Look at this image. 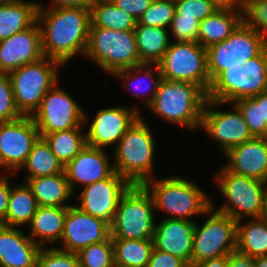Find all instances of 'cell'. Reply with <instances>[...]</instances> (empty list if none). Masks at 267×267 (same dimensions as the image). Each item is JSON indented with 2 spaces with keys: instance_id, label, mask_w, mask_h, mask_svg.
<instances>
[{
  "instance_id": "cell-1",
  "label": "cell",
  "mask_w": 267,
  "mask_h": 267,
  "mask_svg": "<svg viewBox=\"0 0 267 267\" xmlns=\"http://www.w3.org/2000/svg\"><path fill=\"white\" fill-rule=\"evenodd\" d=\"M37 22L45 57L64 65L76 54H85L91 24L90 9L52 5L46 8L39 3Z\"/></svg>"
},
{
  "instance_id": "cell-2",
  "label": "cell",
  "mask_w": 267,
  "mask_h": 267,
  "mask_svg": "<svg viewBox=\"0 0 267 267\" xmlns=\"http://www.w3.org/2000/svg\"><path fill=\"white\" fill-rule=\"evenodd\" d=\"M206 101L207 93L199 85L162 79L148 108L172 124L194 130L201 128Z\"/></svg>"
},
{
  "instance_id": "cell-3",
  "label": "cell",
  "mask_w": 267,
  "mask_h": 267,
  "mask_svg": "<svg viewBox=\"0 0 267 267\" xmlns=\"http://www.w3.org/2000/svg\"><path fill=\"white\" fill-rule=\"evenodd\" d=\"M151 132L141 115L113 149L115 171L131 184L143 185L154 178L155 137Z\"/></svg>"
},
{
  "instance_id": "cell-4",
  "label": "cell",
  "mask_w": 267,
  "mask_h": 267,
  "mask_svg": "<svg viewBox=\"0 0 267 267\" xmlns=\"http://www.w3.org/2000/svg\"><path fill=\"white\" fill-rule=\"evenodd\" d=\"M153 197L155 210H162L168 219L191 221L193 215H206L211 199L195 183L182 177L149 179L143 184Z\"/></svg>"
},
{
  "instance_id": "cell-5",
  "label": "cell",
  "mask_w": 267,
  "mask_h": 267,
  "mask_svg": "<svg viewBox=\"0 0 267 267\" xmlns=\"http://www.w3.org/2000/svg\"><path fill=\"white\" fill-rule=\"evenodd\" d=\"M155 204L144 185L132 184L120 198L110 225L112 239L152 240L156 228Z\"/></svg>"
},
{
  "instance_id": "cell-6",
  "label": "cell",
  "mask_w": 267,
  "mask_h": 267,
  "mask_svg": "<svg viewBox=\"0 0 267 267\" xmlns=\"http://www.w3.org/2000/svg\"><path fill=\"white\" fill-rule=\"evenodd\" d=\"M84 56L92 59L106 73L113 75L143 64L137 51L134 30H111L89 27L88 43Z\"/></svg>"
},
{
  "instance_id": "cell-7",
  "label": "cell",
  "mask_w": 267,
  "mask_h": 267,
  "mask_svg": "<svg viewBox=\"0 0 267 267\" xmlns=\"http://www.w3.org/2000/svg\"><path fill=\"white\" fill-rule=\"evenodd\" d=\"M267 47L257 56L246 61L241 68L222 71L210 84L207 99L223 104L253 97L266 92Z\"/></svg>"
},
{
  "instance_id": "cell-8",
  "label": "cell",
  "mask_w": 267,
  "mask_h": 267,
  "mask_svg": "<svg viewBox=\"0 0 267 267\" xmlns=\"http://www.w3.org/2000/svg\"><path fill=\"white\" fill-rule=\"evenodd\" d=\"M59 66L63 64L44 57L8 73L16 107L23 116H32L40 107L46 93L58 82Z\"/></svg>"
},
{
  "instance_id": "cell-9",
  "label": "cell",
  "mask_w": 267,
  "mask_h": 267,
  "mask_svg": "<svg viewBox=\"0 0 267 267\" xmlns=\"http://www.w3.org/2000/svg\"><path fill=\"white\" fill-rule=\"evenodd\" d=\"M215 182L226 201L217 211L235 221L260 218L264 206L266 182L229 171L225 166L215 175Z\"/></svg>"
},
{
  "instance_id": "cell-10",
  "label": "cell",
  "mask_w": 267,
  "mask_h": 267,
  "mask_svg": "<svg viewBox=\"0 0 267 267\" xmlns=\"http://www.w3.org/2000/svg\"><path fill=\"white\" fill-rule=\"evenodd\" d=\"M266 47L265 39L242 22L226 40L207 48L210 84L222 71L241 68L246 61L257 57Z\"/></svg>"
},
{
  "instance_id": "cell-11",
  "label": "cell",
  "mask_w": 267,
  "mask_h": 267,
  "mask_svg": "<svg viewBox=\"0 0 267 267\" xmlns=\"http://www.w3.org/2000/svg\"><path fill=\"white\" fill-rule=\"evenodd\" d=\"M163 79L199 85L206 93L210 87L207 48L198 42L174 41L157 63Z\"/></svg>"
},
{
  "instance_id": "cell-12",
  "label": "cell",
  "mask_w": 267,
  "mask_h": 267,
  "mask_svg": "<svg viewBox=\"0 0 267 267\" xmlns=\"http://www.w3.org/2000/svg\"><path fill=\"white\" fill-rule=\"evenodd\" d=\"M213 206L206 211L209 218L202 227L195 223L192 265L207 259L228 256L236 250L237 221L215 210Z\"/></svg>"
},
{
  "instance_id": "cell-13",
  "label": "cell",
  "mask_w": 267,
  "mask_h": 267,
  "mask_svg": "<svg viewBox=\"0 0 267 267\" xmlns=\"http://www.w3.org/2000/svg\"><path fill=\"white\" fill-rule=\"evenodd\" d=\"M40 135L71 128H83L87 115L67 91L57 83L46 93L40 107L31 116Z\"/></svg>"
},
{
  "instance_id": "cell-14",
  "label": "cell",
  "mask_w": 267,
  "mask_h": 267,
  "mask_svg": "<svg viewBox=\"0 0 267 267\" xmlns=\"http://www.w3.org/2000/svg\"><path fill=\"white\" fill-rule=\"evenodd\" d=\"M39 137L31 116L0 122V168L13 175L17 173L15 171H20Z\"/></svg>"
},
{
  "instance_id": "cell-15",
  "label": "cell",
  "mask_w": 267,
  "mask_h": 267,
  "mask_svg": "<svg viewBox=\"0 0 267 267\" xmlns=\"http://www.w3.org/2000/svg\"><path fill=\"white\" fill-rule=\"evenodd\" d=\"M220 105L222 106L223 103L207 99L202 113L201 127L215 141L220 142L219 146L225 154L231 148L252 139L253 135L242 113L234 104H229L233 107L231 112L213 110L215 106Z\"/></svg>"
},
{
  "instance_id": "cell-16",
  "label": "cell",
  "mask_w": 267,
  "mask_h": 267,
  "mask_svg": "<svg viewBox=\"0 0 267 267\" xmlns=\"http://www.w3.org/2000/svg\"><path fill=\"white\" fill-rule=\"evenodd\" d=\"M131 185L115 171L109 178L84 186V190L79 195L81 205L77 206L82 211L111 225L120 198Z\"/></svg>"
},
{
  "instance_id": "cell-17",
  "label": "cell",
  "mask_w": 267,
  "mask_h": 267,
  "mask_svg": "<svg viewBox=\"0 0 267 267\" xmlns=\"http://www.w3.org/2000/svg\"><path fill=\"white\" fill-rule=\"evenodd\" d=\"M110 237V225L82 211L78 206H69L65 216L63 235V251L78 253L81 249L106 241Z\"/></svg>"
},
{
  "instance_id": "cell-18",
  "label": "cell",
  "mask_w": 267,
  "mask_h": 267,
  "mask_svg": "<svg viewBox=\"0 0 267 267\" xmlns=\"http://www.w3.org/2000/svg\"><path fill=\"white\" fill-rule=\"evenodd\" d=\"M140 116V110L130 106L100 109L86 132L87 145L103 149L115 144V148Z\"/></svg>"
},
{
  "instance_id": "cell-19",
  "label": "cell",
  "mask_w": 267,
  "mask_h": 267,
  "mask_svg": "<svg viewBox=\"0 0 267 267\" xmlns=\"http://www.w3.org/2000/svg\"><path fill=\"white\" fill-rule=\"evenodd\" d=\"M44 57L42 34L37 21L28 29L0 41V73L8 74Z\"/></svg>"
},
{
  "instance_id": "cell-20",
  "label": "cell",
  "mask_w": 267,
  "mask_h": 267,
  "mask_svg": "<svg viewBox=\"0 0 267 267\" xmlns=\"http://www.w3.org/2000/svg\"><path fill=\"white\" fill-rule=\"evenodd\" d=\"M114 172V165L109 161L105 149L89 145L64 166V173L72 192L77 188L76 183L84 187L109 178Z\"/></svg>"
},
{
  "instance_id": "cell-21",
  "label": "cell",
  "mask_w": 267,
  "mask_h": 267,
  "mask_svg": "<svg viewBox=\"0 0 267 267\" xmlns=\"http://www.w3.org/2000/svg\"><path fill=\"white\" fill-rule=\"evenodd\" d=\"M194 229L193 221L163 218L156 224L153 247L178 257L190 267Z\"/></svg>"
},
{
  "instance_id": "cell-22",
  "label": "cell",
  "mask_w": 267,
  "mask_h": 267,
  "mask_svg": "<svg viewBox=\"0 0 267 267\" xmlns=\"http://www.w3.org/2000/svg\"><path fill=\"white\" fill-rule=\"evenodd\" d=\"M224 155L229 171L267 183V138L253 137Z\"/></svg>"
},
{
  "instance_id": "cell-23",
  "label": "cell",
  "mask_w": 267,
  "mask_h": 267,
  "mask_svg": "<svg viewBox=\"0 0 267 267\" xmlns=\"http://www.w3.org/2000/svg\"><path fill=\"white\" fill-rule=\"evenodd\" d=\"M40 249L19 228L0 224V267H36Z\"/></svg>"
},
{
  "instance_id": "cell-24",
  "label": "cell",
  "mask_w": 267,
  "mask_h": 267,
  "mask_svg": "<svg viewBox=\"0 0 267 267\" xmlns=\"http://www.w3.org/2000/svg\"><path fill=\"white\" fill-rule=\"evenodd\" d=\"M67 208L39 206L29 224L28 236L41 248L61 240Z\"/></svg>"
},
{
  "instance_id": "cell-25",
  "label": "cell",
  "mask_w": 267,
  "mask_h": 267,
  "mask_svg": "<svg viewBox=\"0 0 267 267\" xmlns=\"http://www.w3.org/2000/svg\"><path fill=\"white\" fill-rule=\"evenodd\" d=\"M39 2L2 0L0 2V41L31 27L37 21Z\"/></svg>"
},
{
  "instance_id": "cell-26",
  "label": "cell",
  "mask_w": 267,
  "mask_h": 267,
  "mask_svg": "<svg viewBox=\"0 0 267 267\" xmlns=\"http://www.w3.org/2000/svg\"><path fill=\"white\" fill-rule=\"evenodd\" d=\"M243 22V12L219 9L200 22L198 43L204 48L226 40Z\"/></svg>"
},
{
  "instance_id": "cell-27",
  "label": "cell",
  "mask_w": 267,
  "mask_h": 267,
  "mask_svg": "<svg viewBox=\"0 0 267 267\" xmlns=\"http://www.w3.org/2000/svg\"><path fill=\"white\" fill-rule=\"evenodd\" d=\"M32 190L38 206L69 207L65 202L73 192L64 172L52 176H40L25 179Z\"/></svg>"
},
{
  "instance_id": "cell-28",
  "label": "cell",
  "mask_w": 267,
  "mask_h": 267,
  "mask_svg": "<svg viewBox=\"0 0 267 267\" xmlns=\"http://www.w3.org/2000/svg\"><path fill=\"white\" fill-rule=\"evenodd\" d=\"M169 28L140 25L134 29L140 61L157 64L170 46Z\"/></svg>"
},
{
  "instance_id": "cell-29",
  "label": "cell",
  "mask_w": 267,
  "mask_h": 267,
  "mask_svg": "<svg viewBox=\"0 0 267 267\" xmlns=\"http://www.w3.org/2000/svg\"><path fill=\"white\" fill-rule=\"evenodd\" d=\"M38 207L32 190L25 182L12 186L5 220L2 225L9 227L28 225Z\"/></svg>"
},
{
  "instance_id": "cell-30",
  "label": "cell",
  "mask_w": 267,
  "mask_h": 267,
  "mask_svg": "<svg viewBox=\"0 0 267 267\" xmlns=\"http://www.w3.org/2000/svg\"><path fill=\"white\" fill-rule=\"evenodd\" d=\"M236 249L253 258L267 256V224L261 218L237 221Z\"/></svg>"
},
{
  "instance_id": "cell-31",
  "label": "cell",
  "mask_w": 267,
  "mask_h": 267,
  "mask_svg": "<svg viewBox=\"0 0 267 267\" xmlns=\"http://www.w3.org/2000/svg\"><path fill=\"white\" fill-rule=\"evenodd\" d=\"M153 67V68H152ZM152 69H154V72L152 71ZM145 70V71H144ZM144 72V73H143ZM141 75H145L144 77L149 80L148 83L149 84H144L142 85L144 82V80H140L141 78L139 77ZM113 76L119 78L120 80L123 79V84L122 86L124 88H129L128 90L133 91L132 89H136L135 92H133V94H135V97L138 98L139 96H143L144 97V101L143 103H145L147 105V107L151 104V102L154 99V96L156 95L157 89L159 87L160 82L162 81L163 77L162 74L160 72L159 66L158 64H141L138 66H134L132 68L129 69H125V70H120L117 71L116 73L113 74ZM156 76V77H155ZM140 78V79H139ZM126 79V80H125ZM127 81V83L125 81ZM133 80V81H132ZM152 81V82H151ZM134 83L135 85H133L132 83ZM151 82V83H150ZM153 84V86H152ZM129 86V87H128ZM144 86V89L142 88ZM136 87V88H135ZM152 88V95L151 96H144L145 93L148 94V92H150L149 88ZM140 88V89H139ZM144 90V91H143ZM140 91H142L141 95H140ZM147 98V99H146Z\"/></svg>"
},
{
  "instance_id": "cell-32",
  "label": "cell",
  "mask_w": 267,
  "mask_h": 267,
  "mask_svg": "<svg viewBox=\"0 0 267 267\" xmlns=\"http://www.w3.org/2000/svg\"><path fill=\"white\" fill-rule=\"evenodd\" d=\"M90 27L111 30H134L137 20L118 8L111 0H97L90 9Z\"/></svg>"
},
{
  "instance_id": "cell-33",
  "label": "cell",
  "mask_w": 267,
  "mask_h": 267,
  "mask_svg": "<svg viewBox=\"0 0 267 267\" xmlns=\"http://www.w3.org/2000/svg\"><path fill=\"white\" fill-rule=\"evenodd\" d=\"M25 168L29 172L26 179L52 176L64 172V166L41 136L33 145L25 164L21 167V169Z\"/></svg>"
},
{
  "instance_id": "cell-34",
  "label": "cell",
  "mask_w": 267,
  "mask_h": 267,
  "mask_svg": "<svg viewBox=\"0 0 267 267\" xmlns=\"http://www.w3.org/2000/svg\"><path fill=\"white\" fill-rule=\"evenodd\" d=\"M115 267H147L153 240L112 239Z\"/></svg>"
},
{
  "instance_id": "cell-35",
  "label": "cell",
  "mask_w": 267,
  "mask_h": 267,
  "mask_svg": "<svg viewBox=\"0 0 267 267\" xmlns=\"http://www.w3.org/2000/svg\"><path fill=\"white\" fill-rule=\"evenodd\" d=\"M81 130L82 128H71L40 136L65 166L87 145L86 133Z\"/></svg>"
},
{
  "instance_id": "cell-36",
  "label": "cell",
  "mask_w": 267,
  "mask_h": 267,
  "mask_svg": "<svg viewBox=\"0 0 267 267\" xmlns=\"http://www.w3.org/2000/svg\"><path fill=\"white\" fill-rule=\"evenodd\" d=\"M234 104L242 113L253 137L267 138V122L263 121L262 93L236 100Z\"/></svg>"
},
{
  "instance_id": "cell-37",
  "label": "cell",
  "mask_w": 267,
  "mask_h": 267,
  "mask_svg": "<svg viewBox=\"0 0 267 267\" xmlns=\"http://www.w3.org/2000/svg\"><path fill=\"white\" fill-rule=\"evenodd\" d=\"M77 256L80 267H115L111 236L106 241L81 249Z\"/></svg>"
},
{
  "instance_id": "cell-38",
  "label": "cell",
  "mask_w": 267,
  "mask_h": 267,
  "mask_svg": "<svg viewBox=\"0 0 267 267\" xmlns=\"http://www.w3.org/2000/svg\"><path fill=\"white\" fill-rule=\"evenodd\" d=\"M175 3L172 0H154L138 20L140 25L170 27L175 15Z\"/></svg>"
},
{
  "instance_id": "cell-39",
  "label": "cell",
  "mask_w": 267,
  "mask_h": 267,
  "mask_svg": "<svg viewBox=\"0 0 267 267\" xmlns=\"http://www.w3.org/2000/svg\"><path fill=\"white\" fill-rule=\"evenodd\" d=\"M243 22L260 34L267 43V0H245Z\"/></svg>"
},
{
  "instance_id": "cell-40",
  "label": "cell",
  "mask_w": 267,
  "mask_h": 267,
  "mask_svg": "<svg viewBox=\"0 0 267 267\" xmlns=\"http://www.w3.org/2000/svg\"><path fill=\"white\" fill-rule=\"evenodd\" d=\"M174 17L195 18L202 21L219 8L211 0H176Z\"/></svg>"
},
{
  "instance_id": "cell-41",
  "label": "cell",
  "mask_w": 267,
  "mask_h": 267,
  "mask_svg": "<svg viewBox=\"0 0 267 267\" xmlns=\"http://www.w3.org/2000/svg\"><path fill=\"white\" fill-rule=\"evenodd\" d=\"M36 267H80L77 253L63 251L57 247L40 249Z\"/></svg>"
},
{
  "instance_id": "cell-42",
  "label": "cell",
  "mask_w": 267,
  "mask_h": 267,
  "mask_svg": "<svg viewBox=\"0 0 267 267\" xmlns=\"http://www.w3.org/2000/svg\"><path fill=\"white\" fill-rule=\"evenodd\" d=\"M22 116L16 107L8 74L0 73V122L14 121Z\"/></svg>"
},
{
  "instance_id": "cell-43",
  "label": "cell",
  "mask_w": 267,
  "mask_h": 267,
  "mask_svg": "<svg viewBox=\"0 0 267 267\" xmlns=\"http://www.w3.org/2000/svg\"><path fill=\"white\" fill-rule=\"evenodd\" d=\"M199 27L195 18L174 17L169 28L177 41L198 42Z\"/></svg>"
},
{
  "instance_id": "cell-44",
  "label": "cell",
  "mask_w": 267,
  "mask_h": 267,
  "mask_svg": "<svg viewBox=\"0 0 267 267\" xmlns=\"http://www.w3.org/2000/svg\"><path fill=\"white\" fill-rule=\"evenodd\" d=\"M147 267H189L183 260L157 249H152Z\"/></svg>"
},
{
  "instance_id": "cell-45",
  "label": "cell",
  "mask_w": 267,
  "mask_h": 267,
  "mask_svg": "<svg viewBox=\"0 0 267 267\" xmlns=\"http://www.w3.org/2000/svg\"><path fill=\"white\" fill-rule=\"evenodd\" d=\"M118 8L130 14L137 21L154 0H111Z\"/></svg>"
},
{
  "instance_id": "cell-46",
  "label": "cell",
  "mask_w": 267,
  "mask_h": 267,
  "mask_svg": "<svg viewBox=\"0 0 267 267\" xmlns=\"http://www.w3.org/2000/svg\"><path fill=\"white\" fill-rule=\"evenodd\" d=\"M8 172L0 177V224L5 220L12 186L9 184Z\"/></svg>"
},
{
  "instance_id": "cell-47",
  "label": "cell",
  "mask_w": 267,
  "mask_h": 267,
  "mask_svg": "<svg viewBox=\"0 0 267 267\" xmlns=\"http://www.w3.org/2000/svg\"><path fill=\"white\" fill-rule=\"evenodd\" d=\"M254 259L236 249L227 256V267H254Z\"/></svg>"
},
{
  "instance_id": "cell-48",
  "label": "cell",
  "mask_w": 267,
  "mask_h": 267,
  "mask_svg": "<svg viewBox=\"0 0 267 267\" xmlns=\"http://www.w3.org/2000/svg\"><path fill=\"white\" fill-rule=\"evenodd\" d=\"M97 0H51L52 6L60 7H79L91 9Z\"/></svg>"
},
{
  "instance_id": "cell-49",
  "label": "cell",
  "mask_w": 267,
  "mask_h": 267,
  "mask_svg": "<svg viewBox=\"0 0 267 267\" xmlns=\"http://www.w3.org/2000/svg\"><path fill=\"white\" fill-rule=\"evenodd\" d=\"M219 9L243 11L245 0H211Z\"/></svg>"
},
{
  "instance_id": "cell-50",
  "label": "cell",
  "mask_w": 267,
  "mask_h": 267,
  "mask_svg": "<svg viewBox=\"0 0 267 267\" xmlns=\"http://www.w3.org/2000/svg\"><path fill=\"white\" fill-rule=\"evenodd\" d=\"M190 267H227V256L207 259L193 264Z\"/></svg>"
},
{
  "instance_id": "cell-51",
  "label": "cell",
  "mask_w": 267,
  "mask_h": 267,
  "mask_svg": "<svg viewBox=\"0 0 267 267\" xmlns=\"http://www.w3.org/2000/svg\"><path fill=\"white\" fill-rule=\"evenodd\" d=\"M262 113L263 121L267 122V92L262 93Z\"/></svg>"
},
{
  "instance_id": "cell-52",
  "label": "cell",
  "mask_w": 267,
  "mask_h": 267,
  "mask_svg": "<svg viewBox=\"0 0 267 267\" xmlns=\"http://www.w3.org/2000/svg\"><path fill=\"white\" fill-rule=\"evenodd\" d=\"M260 218L267 224V185L265 187L264 206H263V211H262Z\"/></svg>"
},
{
  "instance_id": "cell-53",
  "label": "cell",
  "mask_w": 267,
  "mask_h": 267,
  "mask_svg": "<svg viewBox=\"0 0 267 267\" xmlns=\"http://www.w3.org/2000/svg\"><path fill=\"white\" fill-rule=\"evenodd\" d=\"M254 267H267V256L256 257L254 259Z\"/></svg>"
}]
</instances>
